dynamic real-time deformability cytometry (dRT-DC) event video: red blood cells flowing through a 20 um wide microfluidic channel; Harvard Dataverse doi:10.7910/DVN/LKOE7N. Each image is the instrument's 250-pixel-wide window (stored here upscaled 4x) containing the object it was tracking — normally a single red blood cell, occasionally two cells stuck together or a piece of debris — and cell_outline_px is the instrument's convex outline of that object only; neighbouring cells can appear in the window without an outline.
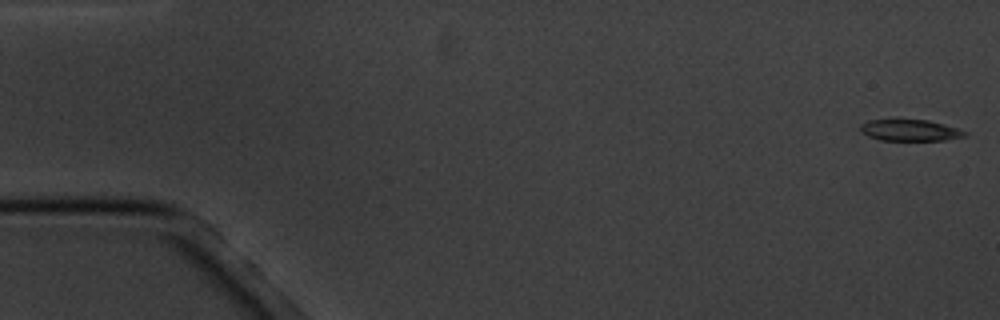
{"species": "common noctule bat (a hibernating species)", "species_latin": "Nyctalus noctula", "temperature_condition": "cold", "stored_images_in_passage": 15, "camera_frame_rate_fps": 3000, "um_per_image_px": 0.085, "animal": {"sex": "male", "body_mass_g": 20.1, "forearm_length_mm": 53.5}, "frame": {"image": 1, "passage_image": 1, "time_ms": 0.0, "image_size_px": [1000, 320], "cell_outline_px": [[968, 136], [944, 140], [880, 140], [868, 136], [860, 132], [860, 124], [868, 120], [928, 120], [944, 124], [968, 132]], "centroid_in_image_um": [77.35, 11.08], "position_along_channel_um": 7.6, "area_um2": 13.01}}
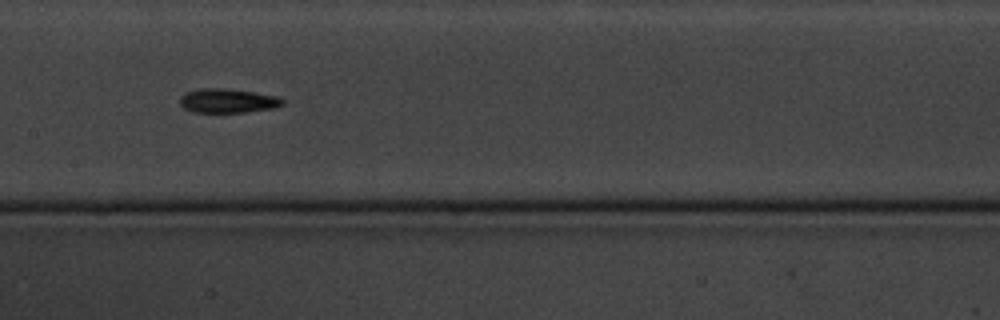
{"frame": {"image": 2, "passage_image": 9, "time_ms": 9.0, "image_size_px": [1000, 320], "cell_outline_px": [[284, 104], [272, 108], [244, 112], [192, 112], [184, 108], [180, 104], [180, 96], [188, 92], [204, 88], [224, 88], [252, 92], [276, 96], [284, 100]], "centroid_in_image_um": [19.34, 8.57], "position_along_channel_um": 188.1, "area_um2": 14.22}}
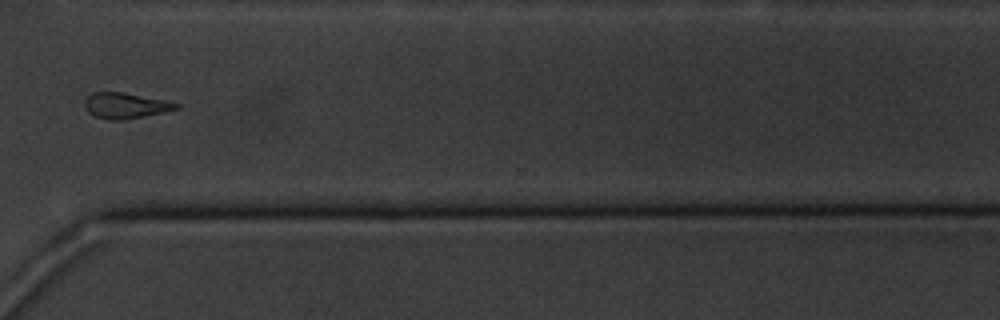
{"frame": {"image": 3, "passage_image": 13, "time_ms": 14.0, "image_size_px": [1000, 320], "cell_outline_px": [[180, 108], [164, 112], [120, 120], [112, 120], [96, 116], [88, 112], [84, 108], [84, 100], [92, 92], [120, 92], [164, 100], [180, 104]], "centroid_in_image_um": [10.63, 8.97], "position_along_channel_um": 360.0, "area_um2": 13.47}}